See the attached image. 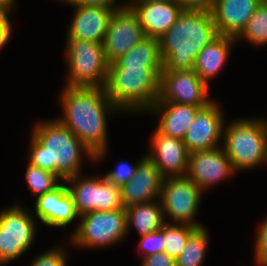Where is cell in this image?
<instances>
[{"instance_id": "cell-1", "label": "cell", "mask_w": 267, "mask_h": 266, "mask_svg": "<svg viewBox=\"0 0 267 266\" xmlns=\"http://www.w3.org/2000/svg\"><path fill=\"white\" fill-rule=\"evenodd\" d=\"M58 95L62 114L56 119L94 155V164L102 162L109 152L108 119L117 113L122 115V112L102 87L63 85Z\"/></svg>"}, {"instance_id": "cell-2", "label": "cell", "mask_w": 267, "mask_h": 266, "mask_svg": "<svg viewBox=\"0 0 267 266\" xmlns=\"http://www.w3.org/2000/svg\"><path fill=\"white\" fill-rule=\"evenodd\" d=\"M28 163L56 174L62 181L83 174L84 158L94 155L56 117L35 121L29 131Z\"/></svg>"}, {"instance_id": "cell-3", "label": "cell", "mask_w": 267, "mask_h": 266, "mask_svg": "<svg viewBox=\"0 0 267 266\" xmlns=\"http://www.w3.org/2000/svg\"><path fill=\"white\" fill-rule=\"evenodd\" d=\"M217 36L211 13L183 10L159 39L163 69L192 70L198 53Z\"/></svg>"}, {"instance_id": "cell-4", "label": "cell", "mask_w": 267, "mask_h": 266, "mask_svg": "<svg viewBox=\"0 0 267 266\" xmlns=\"http://www.w3.org/2000/svg\"><path fill=\"white\" fill-rule=\"evenodd\" d=\"M162 69L163 67H109L106 94L123 114H145L158 100Z\"/></svg>"}, {"instance_id": "cell-5", "label": "cell", "mask_w": 267, "mask_h": 266, "mask_svg": "<svg viewBox=\"0 0 267 266\" xmlns=\"http://www.w3.org/2000/svg\"><path fill=\"white\" fill-rule=\"evenodd\" d=\"M267 117H239L225 121L222 148L235 172L253 170L267 163ZM264 163V164H263Z\"/></svg>"}, {"instance_id": "cell-6", "label": "cell", "mask_w": 267, "mask_h": 266, "mask_svg": "<svg viewBox=\"0 0 267 266\" xmlns=\"http://www.w3.org/2000/svg\"><path fill=\"white\" fill-rule=\"evenodd\" d=\"M64 44L65 86L105 88L109 63L103 45L80 39H66Z\"/></svg>"}, {"instance_id": "cell-7", "label": "cell", "mask_w": 267, "mask_h": 266, "mask_svg": "<svg viewBox=\"0 0 267 266\" xmlns=\"http://www.w3.org/2000/svg\"><path fill=\"white\" fill-rule=\"evenodd\" d=\"M70 233V244L78 249L112 248L127 237L126 209L92 211L79 216Z\"/></svg>"}, {"instance_id": "cell-8", "label": "cell", "mask_w": 267, "mask_h": 266, "mask_svg": "<svg viewBox=\"0 0 267 266\" xmlns=\"http://www.w3.org/2000/svg\"><path fill=\"white\" fill-rule=\"evenodd\" d=\"M0 211V266L20 259L33 246L39 225L19 200ZM29 209V210H28Z\"/></svg>"}, {"instance_id": "cell-9", "label": "cell", "mask_w": 267, "mask_h": 266, "mask_svg": "<svg viewBox=\"0 0 267 266\" xmlns=\"http://www.w3.org/2000/svg\"><path fill=\"white\" fill-rule=\"evenodd\" d=\"M203 194L202 190L187 176L164 178L159 200L165 222L196 228L205 227L195 218L198 215Z\"/></svg>"}, {"instance_id": "cell-10", "label": "cell", "mask_w": 267, "mask_h": 266, "mask_svg": "<svg viewBox=\"0 0 267 266\" xmlns=\"http://www.w3.org/2000/svg\"><path fill=\"white\" fill-rule=\"evenodd\" d=\"M79 216L92 211L124 209L121 188L113 185L103 175L79 174L65 180Z\"/></svg>"}, {"instance_id": "cell-11", "label": "cell", "mask_w": 267, "mask_h": 266, "mask_svg": "<svg viewBox=\"0 0 267 266\" xmlns=\"http://www.w3.org/2000/svg\"><path fill=\"white\" fill-rule=\"evenodd\" d=\"M210 88L192 70H164L160 73L159 95L156 102L206 107L214 100Z\"/></svg>"}, {"instance_id": "cell-12", "label": "cell", "mask_w": 267, "mask_h": 266, "mask_svg": "<svg viewBox=\"0 0 267 266\" xmlns=\"http://www.w3.org/2000/svg\"><path fill=\"white\" fill-rule=\"evenodd\" d=\"M145 37L137 14L131 7L115 10L103 41L106 60L115 62Z\"/></svg>"}, {"instance_id": "cell-13", "label": "cell", "mask_w": 267, "mask_h": 266, "mask_svg": "<svg viewBox=\"0 0 267 266\" xmlns=\"http://www.w3.org/2000/svg\"><path fill=\"white\" fill-rule=\"evenodd\" d=\"M221 107L215 99L197 112L183 139L189 153L212 150L222 146L226 120Z\"/></svg>"}, {"instance_id": "cell-14", "label": "cell", "mask_w": 267, "mask_h": 266, "mask_svg": "<svg viewBox=\"0 0 267 266\" xmlns=\"http://www.w3.org/2000/svg\"><path fill=\"white\" fill-rule=\"evenodd\" d=\"M236 172L222 146L212 150L189 153L186 176L194 182L203 193L214 188L216 184L228 181Z\"/></svg>"}, {"instance_id": "cell-15", "label": "cell", "mask_w": 267, "mask_h": 266, "mask_svg": "<svg viewBox=\"0 0 267 266\" xmlns=\"http://www.w3.org/2000/svg\"><path fill=\"white\" fill-rule=\"evenodd\" d=\"M149 142L146 155L163 178L186 176L189 152L183 140L164 135L155 128Z\"/></svg>"}, {"instance_id": "cell-16", "label": "cell", "mask_w": 267, "mask_h": 266, "mask_svg": "<svg viewBox=\"0 0 267 266\" xmlns=\"http://www.w3.org/2000/svg\"><path fill=\"white\" fill-rule=\"evenodd\" d=\"M34 201L32 214L47 227L62 228L65 231L74 221L79 222V215L65 181Z\"/></svg>"}, {"instance_id": "cell-17", "label": "cell", "mask_w": 267, "mask_h": 266, "mask_svg": "<svg viewBox=\"0 0 267 266\" xmlns=\"http://www.w3.org/2000/svg\"><path fill=\"white\" fill-rule=\"evenodd\" d=\"M137 14L145 36L160 39L183 11L177 1L128 0Z\"/></svg>"}, {"instance_id": "cell-18", "label": "cell", "mask_w": 267, "mask_h": 266, "mask_svg": "<svg viewBox=\"0 0 267 266\" xmlns=\"http://www.w3.org/2000/svg\"><path fill=\"white\" fill-rule=\"evenodd\" d=\"M74 9L65 39L103 44L108 23L115 10L99 6H70Z\"/></svg>"}, {"instance_id": "cell-19", "label": "cell", "mask_w": 267, "mask_h": 266, "mask_svg": "<svg viewBox=\"0 0 267 266\" xmlns=\"http://www.w3.org/2000/svg\"><path fill=\"white\" fill-rule=\"evenodd\" d=\"M163 177L146 156L132 179L121 187L122 203L126 208L134 204L148 203L160 197Z\"/></svg>"}, {"instance_id": "cell-20", "label": "cell", "mask_w": 267, "mask_h": 266, "mask_svg": "<svg viewBox=\"0 0 267 266\" xmlns=\"http://www.w3.org/2000/svg\"><path fill=\"white\" fill-rule=\"evenodd\" d=\"M262 0H216L211 11L218 35L237 38Z\"/></svg>"}, {"instance_id": "cell-21", "label": "cell", "mask_w": 267, "mask_h": 266, "mask_svg": "<svg viewBox=\"0 0 267 266\" xmlns=\"http://www.w3.org/2000/svg\"><path fill=\"white\" fill-rule=\"evenodd\" d=\"M204 107L155 102L147 114L158 118L156 128L164 135L183 140L197 112Z\"/></svg>"}, {"instance_id": "cell-22", "label": "cell", "mask_w": 267, "mask_h": 266, "mask_svg": "<svg viewBox=\"0 0 267 266\" xmlns=\"http://www.w3.org/2000/svg\"><path fill=\"white\" fill-rule=\"evenodd\" d=\"M235 45L236 38L218 35L196 56L193 70L209 88L210 81L226 66Z\"/></svg>"}, {"instance_id": "cell-23", "label": "cell", "mask_w": 267, "mask_h": 266, "mask_svg": "<svg viewBox=\"0 0 267 266\" xmlns=\"http://www.w3.org/2000/svg\"><path fill=\"white\" fill-rule=\"evenodd\" d=\"M126 209L127 236L135 229L139 237L160 230L166 223L160 200L134 204Z\"/></svg>"}, {"instance_id": "cell-24", "label": "cell", "mask_w": 267, "mask_h": 266, "mask_svg": "<svg viewBox=\"0 0 267 266\" xmlns=\"http://www.w3.org/2000/svg\"><path fill=\"white\" fill-rule=\"evenodd\" d=\"M109 67H163L159 39L145 36Z\"/></svg>"}, {"instance_id": "cell-25", "label": "cell", "mask_w": 267, "mask_h": 266, "mask_svg": "<svg viewBox=\"0 0 267 266\" xmlns=\"http://www.w3.org/2000/svg\"><path fill=\"white\" fill-rule=\"evenodd\" d=\"M208 229L198 228L188 239L182 253L175 259L176 266H203L209 247Z\"/></svg>"}, {"instance_id": "cell-26", "label": "cell", "mask_w": 267, "mask_h": 266, "mask_svg": "<svg viewBox=\"0 0 267 266\" xmlns=\"http://www.w3.org/2000/svg\"><path fill=\"white\" fill-rule=\"evenodd\" d=\"M246 41L253 46L267 45V2L262 0L256 7L245 29L236 41Z\"/></svg>"}, {"instance_id": "cell-27", "label": "cell", "mask_w": 267, "mask_h": 266, "mask_svg": "<svg viewBox=\"0 0 267 266\" xmlns=\"http://www.w3.org/2000/svg\"><path fill=\"white\" fill-rule=\"evenodd\" d=\"M25 171V183L33 197L44 195L56 188L62 180L54 173L33 166L27 162Z\"/></svg>"}, {"instance_id": "cell-28", "label": "cell", "mask_w": 267, "mask_h": 266, "mask_svg": "<svg viewBox=\"0 0 267 266\" xmlns=\"http://www.w3.org/2000/svg\"><path fill=\"white\" fill-rule=\"evenodd\" d=\"M198 228L184 224H164V252L176 259L184 250L189 237Z\"/></svg>"}, {"instance_id": "cell-29", "label": "cell", "mask_w": 267, "mask_h": 266, "mask_svg": "<svg viewBox=\"0 0 267 266\" xmlns=\"http://www.w3.org/2000/svg\"><path fill=\"white\" fill-rule=\"evenodd\" d=\"M55 244L50 249H46V251L42 253H38L29 266H68V257H69V249L68 245H71L70 242L67 244ZM58 245V246H57ZM67 246V247H66ZM67 248V250H66Z\"/></svg>"}, {"instance_id": "cell-30", "label": "cell", "mask_w": 267, "mask_h": 266, "mask_svg": "<svg viewBox=\"0 0 267 266\" xmlns=\"http://www.w3.org/2000/svg\"><path fill=\"white\" fill-rule=\"evenodd\" d=\"M147 155H143L140 160H138L134 165L133 163H129L128 161H119L117 163L115 169H111L107 171L103 177L107 179L113 185L121 188L124 184L128 183L134 174L137 171L139 163L146 157Z\"/></svg>"}, {"instance_id": "cell-31", "label": "cell", "mask_w": 267, "mask_h": 266, "mask_svg": "<svg viewBox=\"0 0 267 266\" xmlns=\"http://www.w3.org/2000/svg\"><path fill=\"white\" fill-rule=\"evenodd\" d=\"M139 240L137 253H139L142 258L164 252V225L160 230L139 237Z\"/></svg>"}, {"instance_id": "cell-32", "label": "cell", "mask_w": 267, "mask_h": 266, "mask_svg": "<svg viewBox=\"0 0 267 266\" xmlns=\"http://www.w3.org/2000/svg\"><path fill=\"white\" fill-rule=\"evenodd\" d=\"M257 227L254 248V264L256 266H267V216Z\"/></svg>"}, {"instance_id": "cell-33", "label": "cell", "mask_w": 267, "mask_h": 266, "mask_svg": "<svg viewBox=\"0 0 267 266\" xmlns=\"http://www.w3.org/2000/svg\"><path fill=\"white\" fill-rule=\"evenodd\" d=\"M69 6H99L113 10H120L130 7V2L120 0H69Z\"/></svg>"}, {"instance_id": "cell-34", "label": "cell", "mask_w": 267, "mask_h": 266, "mask_svg": "<svg viewBox=\"0 0 267 266\" xmlns=\"http://www.w3.org/2000/svg\"><path fill=\"white\" fill-rule=\"evenodd\" d=\"M183 10L211 13L216 0H179Z\"/></svg>"}, {"instance_id": "cell-35", "label": "cell", "mask_w": 267, "mask_h": 266, "mask_svg": "<svg viewBox=\"0 0 267 266\" xmlns=\"http://www.w3.org/2000/svg\"><path fill=\"white\" fill-rule=\"evenodd\" d=\"M141 259L139 266H176L175 259L169 256L166 252L156 253Z\"/></svg>"}, {"instance_id": "cell-36", "label": "cell", "mask_w": 267, "mask_h": 266, "mask_svg": "<svg viewBox=\"0 0 267 266\" xmlns=\"http://www.w3.org/2000/svg\"><path fill=\"white\" fill-rule=\"evenodd\" d=\"M15 4L11 1H0V27H13L12 12Z\"/></svg>"}, {"instance_id": "cell-37", "label": "cell", "mask_w": 267, "mask_h": 266, "mask_svg": "<svg viewBox=\"0 0 267 266\" xmlns=\"http://www.w3.org/2000/svg\"><path fill=\"white\" fill-rule=\"evenodd\" d=\"M13 27H0V50L10 43L12 38Z\"/></svg>"}, {"instance_id": "cell-38", "label": "cell", "mask_w": 267, "mask_h": 266, "mask_svg": "<svg viewBox=\"0 0 267 266\" xmlns=\"http://www.w3.org/2000/svg\"><path fill=\"white\" fill-rule=\"evenodd\" d=\"M0 1H11V2H13L15 5H17L16 3H17V0H0Z\"/></svg>"}, {"instance_id": "cell-39", "label": "cell", "mask_w": 267, "mask_h": 266, "mask_svg": "<svg viewBox=\"0 0 267 266\" xmlns=\"http://www.w3.org/2000/svg\"><path fill=\"white\" fill-rule=\"evenodd\" d=\"M55 1H57V0H55ZM58 1H61V3L63 2V3H68L69 2V0H58Z\"/></svg>"}]
</instances>
